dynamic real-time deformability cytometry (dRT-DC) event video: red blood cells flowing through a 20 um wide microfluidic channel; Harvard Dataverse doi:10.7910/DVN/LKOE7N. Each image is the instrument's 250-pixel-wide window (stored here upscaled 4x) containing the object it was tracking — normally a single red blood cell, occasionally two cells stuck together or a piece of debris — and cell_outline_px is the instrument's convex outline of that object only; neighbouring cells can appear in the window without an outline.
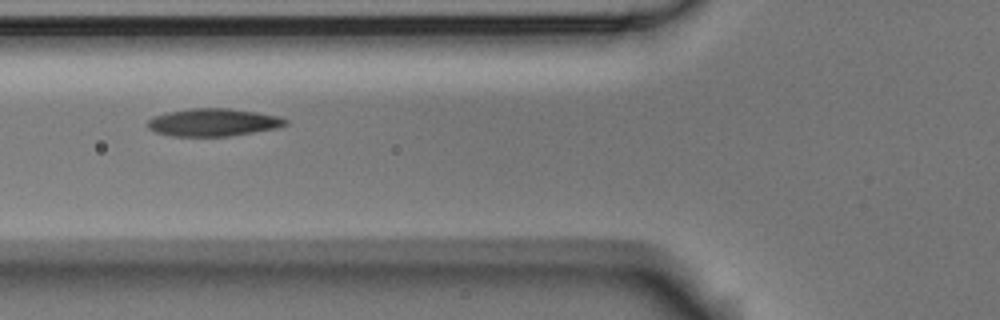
{"species": "Egyptian fruit bat (a non-hibernating species)", "species_latin": "Rousettus aegyptiacus", "temperature_condition": "room temperature", "stored_images_in_passage": 5, "camera_frame_rate_fps": 3000, "um_per_image_px": 0.085, "animal": {"sex": "male"}, "frame": {"image": 1, "passage_image": 3, "time_ms": 0.667, "image_size_px": [1000, 320], "cell_outline_px": [[288, 124], [276, 128], [228, 136], [172, 136], [156, 132], [148, 128], [148, 120], [152, 116], [168, 112], [192, 108], [228, 108], [256, 112], [280, 116], [288, 120]], "centroid_in_image_um": [18.12, 10.39], "position_along_channel_um": 107.7, "area_um2": 22.14}}
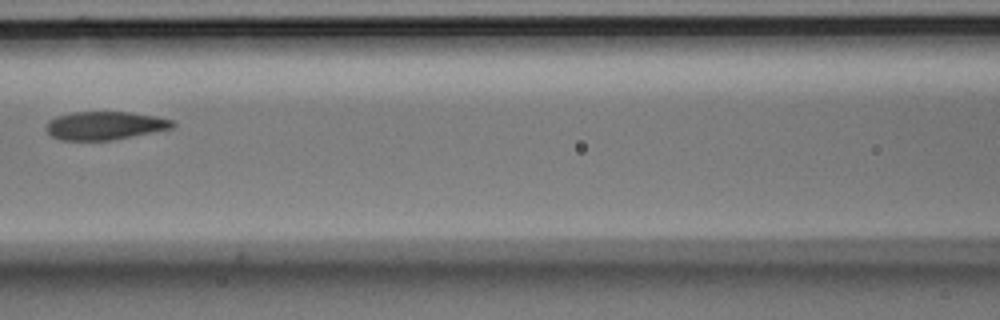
{"frame": {"image": 2, "passage_image": 4, "time_ms": 1.0, "image_size_px": [1000, 320], "cell_outline_px": [[176, 124], [172, 128], [112, 140], [60, 140], [52, 136], [48, 132], [48, 120], [56, 116], [72, 112], [132, 112], [156, 116], [172, 120]], "centroid_in_image_um": [8.92, 10.67], "position_along_channel_um": 157.7, "area_um2": 20.69}}
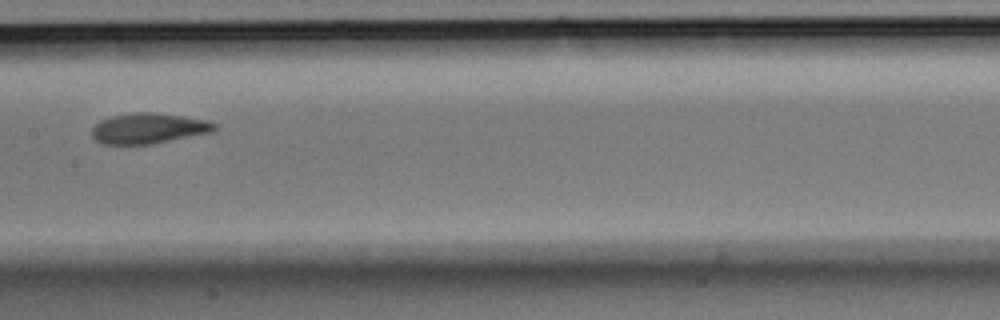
{"frame": {"image": 3, "passage_image": 5, "time_ms": 1.333, "image_size_px": [1000, 320], "cell_outline_px": [[216, 128], [212, 132], [148, 144], [104, 144], [96, 140], [92, 136], [92, 128], [100, 120], [112, 116], [132, 112], [152, 112], [184, 116], [208, 120], [216, 124]], "centroid_in_image_um": [12.61, 10.89], "position_along_channel_um": 194.8, "area_um2": 21.62}}